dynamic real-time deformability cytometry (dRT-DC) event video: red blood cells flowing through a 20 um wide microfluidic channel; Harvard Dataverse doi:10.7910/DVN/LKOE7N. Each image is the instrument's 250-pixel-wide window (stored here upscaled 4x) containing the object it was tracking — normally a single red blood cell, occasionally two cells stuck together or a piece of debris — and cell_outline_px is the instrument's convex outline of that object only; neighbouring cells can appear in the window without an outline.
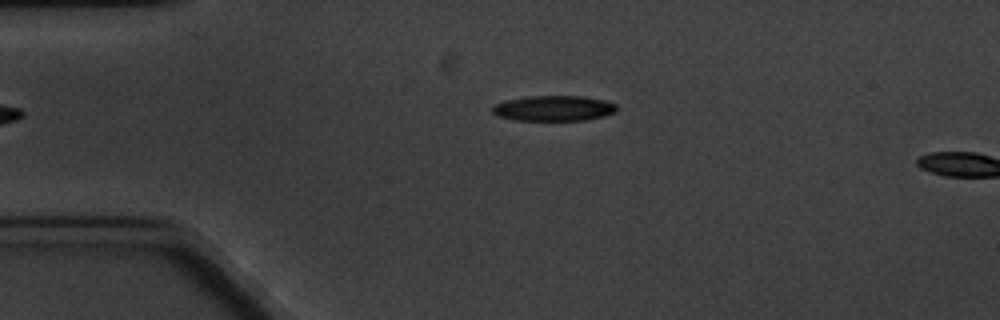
{"species": "common noctule bat (a hibernating species)", "species_latin": "Nyctalus noctula", "temperature_condition": "cold", "stored_images_in_passage": 2, "camera_frame_rate_fps": 3000, "um_per_image_px": 0.085, "animal": {"sex": "male", "body_mass_g": 20.1, "forearm_length_mm": 53.5}, "frame": {"image": 1, "passage_image": 1, "time_ms": 0.0, "image_size_px": [1000, 320], "cell_outline_px": [[616, 112], [604, 116], [584, 120], [516, 120], [496, 116], [492, 112], [492, 104], [508, 100], [528, 96], [584, 96], [604, 100], [616, 104]], "centroid_in_image_um": [47.05, 9.2], "position_along_channel_um": 38.0, "area_um2": 18.44}}